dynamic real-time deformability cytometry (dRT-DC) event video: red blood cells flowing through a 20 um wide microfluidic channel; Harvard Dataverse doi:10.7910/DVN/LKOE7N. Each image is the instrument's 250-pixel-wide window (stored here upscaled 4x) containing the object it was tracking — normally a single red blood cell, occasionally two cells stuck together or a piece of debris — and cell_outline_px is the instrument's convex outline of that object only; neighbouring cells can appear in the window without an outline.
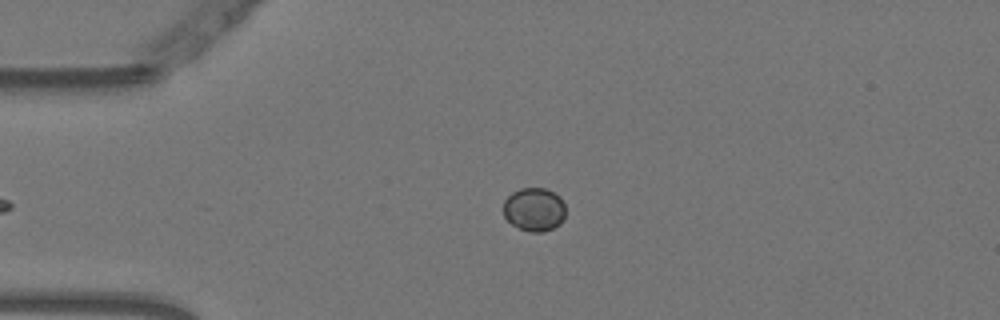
{"species": "Egyptian fruit bat (a non-hibernating species)", "species_latin": "Rousettus aegyptiacus", "temperature_condition": "warm", "stored_images_in_passage": 8, "camera_frame_rate_fps": 3000, "um_per_image_px": 0.085, "animal": {"sex": "female"}, "frame": {"image": 1, "passage_image": 4, "time_ms": 1.0, "image_size_px": [1000, 320], "cell_outline_px": [[564, 216], [560, 224], [544, 232], [528, 232], [512, 224], [504, 216], [504, 200], [512, 192], [520, 188], [544, 188], [560, 196], [564, 204]], "centroid_in_image_um": [45.4, 17.8], "position_along_channel_um": 39.6, "area_um2": 15.72}}